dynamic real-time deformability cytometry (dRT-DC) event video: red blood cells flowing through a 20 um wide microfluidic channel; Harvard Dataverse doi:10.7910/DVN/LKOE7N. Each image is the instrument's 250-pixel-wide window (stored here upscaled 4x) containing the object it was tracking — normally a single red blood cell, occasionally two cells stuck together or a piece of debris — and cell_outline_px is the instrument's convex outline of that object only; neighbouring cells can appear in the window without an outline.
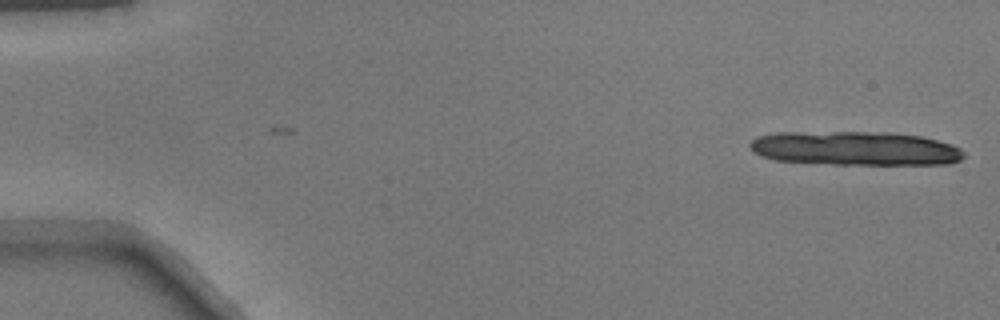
{"species": "common noctule bat (a hibernating species)", "species_latin": "Nyctalus noctula", "temperature_condition": "warm", "stored_images_in_passage": 8, "camera_frame_rate_fps": 3000, "um_per_image_px": 0.085, "animal": {"sex": "male", "body_mass_g": 17.9}, "frame": {"image": 1, "passage_image": 1, "time_ms": 0.0, "image_size_px": [1000, 320], "cell_outline_px": [[964, 156], [960, 160], [948, 164], [832, 164], [776, 160], [760, 156], [752, 152], [748, 144], [756, 136], [776, 132], [892, 132], [920, 136], [952, 144], [960, 148], [964, 152]], "centroid_in_image_um": [72.65, 12.6], "position_along_channel_um": 12.3, "area_um2": 42.71}}